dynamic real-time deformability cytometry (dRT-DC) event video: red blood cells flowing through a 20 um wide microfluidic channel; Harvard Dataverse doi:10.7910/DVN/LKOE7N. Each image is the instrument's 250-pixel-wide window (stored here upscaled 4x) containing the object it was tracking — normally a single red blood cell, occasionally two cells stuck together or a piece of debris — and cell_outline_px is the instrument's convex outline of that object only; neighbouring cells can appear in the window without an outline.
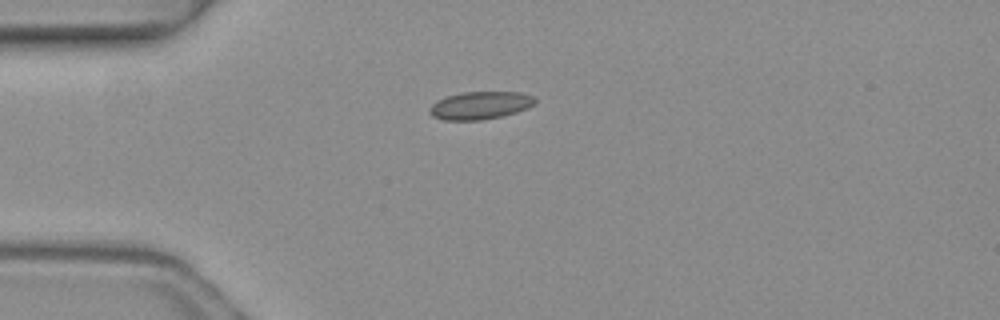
{"species": "common noctule bat (a hibernating species)", "species_latin": "Nyctalus noctula", "temperature_condition": "warm", "stored_images_in_passage": 3, "camera_frame_rate_fps": 3000, "um_per_image_px": 0.085, "animal": {"sex": "female", "body_mass_g": 19.3, "forearm_length_mm": 54.1}, "frame": {"image": 1, "passage_image": 3, "time_ms": 0.667, "image_size_px": [1000, 320], "cell_outline_px": [[536, 104], [528, 108], [516, 112], [500, 116], [480, 120], [444, 120], [432, 116], [428, 112], [428, 108], [436, 100], [444, 96], [460, 92], [520, 92], [536, 96]], "centroid_in_image_um": [40.8, 8.94], "position_along_channel_um": 44.2, "area_um2": 17.34}}